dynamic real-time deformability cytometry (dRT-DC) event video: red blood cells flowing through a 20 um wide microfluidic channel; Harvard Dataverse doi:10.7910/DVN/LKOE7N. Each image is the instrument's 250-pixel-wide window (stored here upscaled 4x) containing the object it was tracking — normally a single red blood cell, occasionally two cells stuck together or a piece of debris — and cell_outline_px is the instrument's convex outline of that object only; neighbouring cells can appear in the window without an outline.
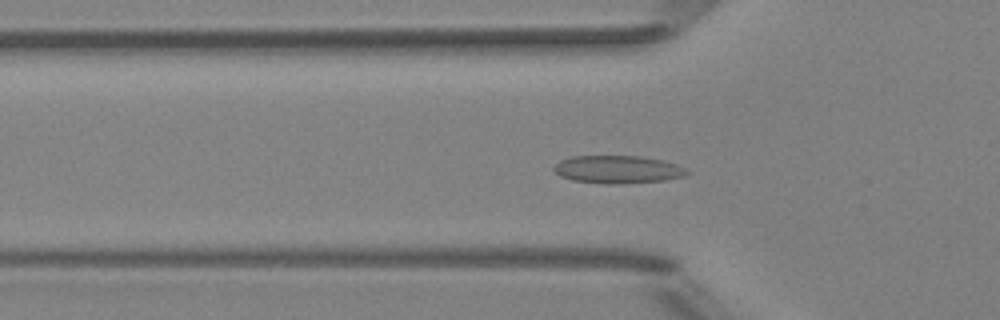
{"species": "Egyptian fruit bat (a non-hibernating species)", "species_latin": "Rousettus aegyptiacus", "temperature_condition": "room temperature", "stored_images_in_passage": 47, "camera_frame_rate_fps": 3000, "um_per_image_px": 0.085, "animal": {"sex": "female"}, "frame": {"image": 1, "passage_image": 12, "time_ms": 3.667, "image_size_px": [1000, 320], "cell_outline_px": [[688, 172], [684, 176], [664, 180], [616, 184], [608, 184], [572, 180], [560, 176], [552, 168], [560, 160], [572, 156], [640, 156], [664, 160], [676, 164], [684, 168]], "centroid_in_image_um": [52.48, 14.4], "position_along_channel_um": 73.3, "area_um2": 21.44}}
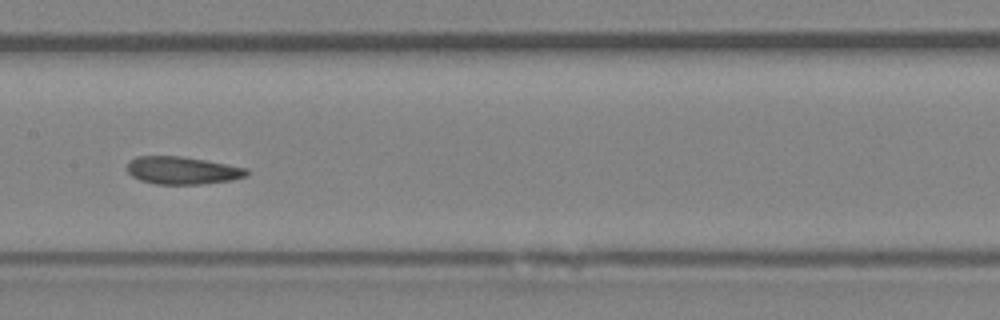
{"frame": {"image": 2, "passage_image": 21, "time_ms": 6.667, "image_size_px": [1000, 320], "cell_outline_px": [[248, 176], [232, 180], [204, 184], [156, 184], [140, 180], [132, 176], [128, 172], [128, 164], [136, 156], [180, 156], [228, 164], [248, 168]], "centroid_in_image_um": [15.54, 14.49], "position_along_channel_um": 191.9, "area_um2": 19.25}}
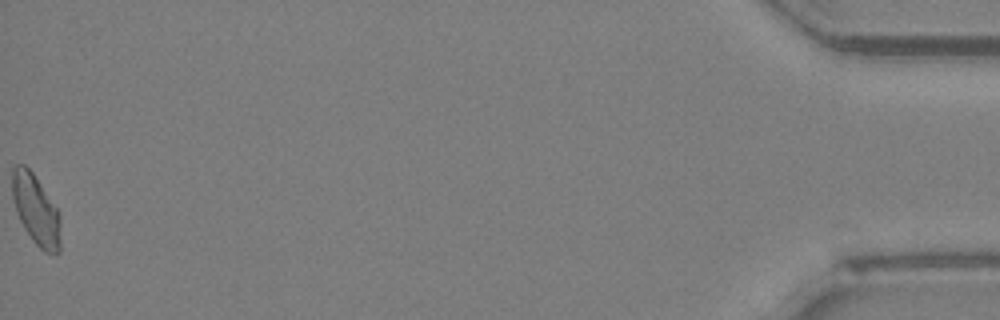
{"frame": {"image": 3, "passage_image": 47, "time_ms": 15.333, "image_size_px": [1000, 320], "cell_outline_px": [[60, 252], [44, 252], [32, 240], [24, 228], [16, 212], [12, 196], [12, 168], [16, 164], [24, 164], [32, 172], [56, 208], [60, 220]], "centroid_in_image_um": [3.03, 17.83], "position_along_channel_um": 432.2, "area_um2": 19.48}, "authors_computed_cell_mechanics": {"area_um2": 19.5942, "velocity_mm_per_s": 3.9574, "shape_relaxation_time_tau1_ms": null, "shape_relaxation_time_tau2_ms": 1.9638, "deformation_change_tau1": null, "deformation_change_tau2": 0.0827}}